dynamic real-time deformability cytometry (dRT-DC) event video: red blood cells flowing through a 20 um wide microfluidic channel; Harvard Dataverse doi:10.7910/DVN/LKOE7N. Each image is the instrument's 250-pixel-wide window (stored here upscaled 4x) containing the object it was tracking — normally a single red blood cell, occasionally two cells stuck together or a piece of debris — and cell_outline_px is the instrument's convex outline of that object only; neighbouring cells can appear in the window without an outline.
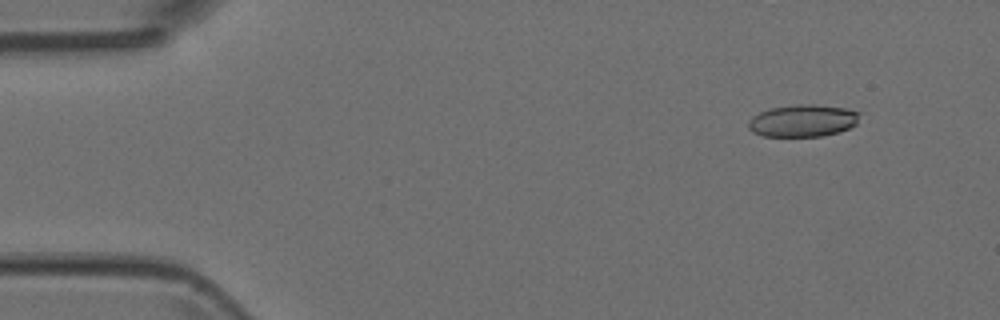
{"species": "Egyptian fruit bat (a non-hibernating species)", "species_latin": "Rousettus aegyptiacus", "temperature_condition": "room temperature", "stored_images_in_passage": 4, "camera_frame_rate_fps": 3000, "um_per_image_px": 0.085, "animal": {"sex": "female"}, "frame": {"image": 1, "passage_image": 1, "time_ms": 0.0, "image_size_px": [1000, 320], "cell_outline_px": [[860, 112], [856, 124], [840, 132], [824, 136], [764, 136], [752, 132], [748, 128], [748, 120], [752, 116], [768, 108], [796, 104], [812, 104], [844, 108]], "centroid_in_image_um": [68.21, 10.26], "position_along_channel_um": 16.8, "area_um2": 20.98}}
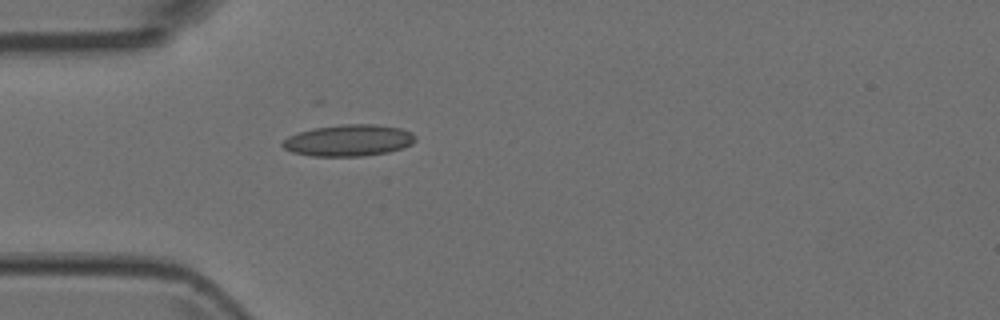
{"frame": {"image": 2, "passage_image": 4, "time_ms": 1.0, "image_size_px": [1000, 320], "cell_outline_px": [[416, 140], [412, 144], [404, 148], [388, 152], [360, 156], [312, 156], [292, 152], [284, 148], [280, 144], [288, 136], [312, 128], [340, 124], [376, 124], [400, 128], [412, 132], [416, 136]], "centroid_in_image_um": [29.65, 11.93], "position_along_channel_um": 55.3, "area_um2": 24.57}}